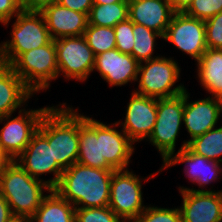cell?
Instances as JSON below:
<instances>
[{"instance_id": "obj_28", "label": "cell", "mask_w": 222, "mask_h": 222, "mask_svg": "<svg viewBox=\"0 0 222 222\" xmlns=\"http://www.w3.org/2000/svg\"><path fill=\"white\" fill-rule=\"evenodd\" d=\"M83 37L95 56L116 49L115 30L113 27L88 24Z\"/></svg>"}, {"instance_id": "obj_21", "label": "cell", "mask_w": 222, "mask_h": 222, "mask_svg": "<svg viewBox=\"0 0 222 222\" xmlns=\"http://www.w3.org/2000/svg\"><path fill=\"white\" fill-rule=\"evenodd\" d=\"M33 94L10 66L0 63L1 116L12 115L17 108H23Z\"/></svg>"}, {"instance_id": "obj_32", "label": "cell", "mask_w": 222, "mask_h": 222, "mask_svg": "<svg viewBox=\"0 0 222 222\" xmlns=\"http://www.w3.org/2000/svg\"><path fill=\"white\" fill-rule=\"evenodd\" d=\"M116 49L121 53L131 54L134 46L133 22L128 18L114 27Z\"/></svg>"}, {"instance_id": "obj_6", "label": "cell", "mask_w": 222, "mask_h": 222, "mask_svg": "<svg viewBox=\"0 0 222 222\" xmlns=\"http://www.w3.org/2000/svg\"><path fill=\"white\" fill-rule=\"evenodd\" d=\"M178 62L171 57H159L139 64L138 94L152 98H169L181 94L187 88L182 84L173 87L180 79ZM173 87V88H172Z\"/></svg>"}, {"instance_id": "obj_37", "label": "cell", "mask_w": 222, "mask_h": 222, "mask_svg": "<svg viewBox=\"0 0 222 222\" xmlns=\"http://www.w3.org/2000/svg\"><path fill=\"white\" fill-rule=\"evenodd\" d=\"M13 216L8 202L4 196L0 193V222H8Z\"/></svg>"}, {"instance_id": "obj_43", "label": "cell", "mask_w": 222, "mask_h": 222, "mask_svg": "<svg viewBox=\"0 0 222 222\" xmlns=\"http://www.w3.org/2000/svg\"><path fill=\"white\" fill-rule=\"evenodd\" d=\"M128 3L132 2V1H135V0H126Z\"/></svg>"}, {"instance_id": "obj_14", "label": "cell", "mask_w": 222, "mask_h": 222, "mask_svg": "<svg viewBox=\"0 0 222 222\" xmlns=\"http://www.w3.org/2000/svg\"><path fill=\"white\" fill-rule=\"evenodd\" d=\"M126 109L124 122L118 121L121 128L135 143L148 139L151 135L157 116V98L147 97L132 92Z\"/></svg>"}, {"instance_id": "obj_42", "label": "cell", "mask_w": 222, "mask_h": 222, "mask_svg": "<svg viewBox=\"0 0 222 222\" xmlns=\"http://www.w3.org/2000/svg\"><path fill=\"white\" fill-rule=\"evenodd\" d=\"M215 98L218 103L219 116H221V114H222V92L220 94H218Z\"/></svg>"}, {"instance_id": "obj_19", "label": "cell", "mask_w": 222, "mask_h": 222, "mask_svg": "<svg viewBox=\"0 0 222 222\" xmlns=\"http://www.w3.org/2000/svg\"><path fill=\"white\" fill-rule=\"evenodd\" d=\"M53 40L62 37L83 36L88 26V15L51 3L40 11Z\"/></svg>"}, {"instance_id": "obj_36", "label": "cell", "mask_w": 222, "mask_h": 222, "mask_svg": "<svg viewBox=\"0 0 222 222\" xmlns=\"http://www.w3.org/2000/svg\"><path fill=\"white\" fill-rule=\"evenodd\" d=\"M58 0H18L22 10L41 11L44 7Z\"/></svg>"}, {"instance_id": "obj_13", "label": "cell", "mask_w": 222, "mask_h": 222, "mask_svg": "<svg viewBox=\"0 0 222 222\" xmlns=\"http://www.w3.org/2000/svg\"><path fill=\"white\" fill-rule=\"evenodd\" d=\"M116 121L111 126L97 120V137H100V169L125 170L134 152L133 142L118 127ZM130 160V161H129Z\"/></svg>"}, {"instance_id": "obj_30", "label": "cell", "mask_w": 222, "mask_h": 222, "mask_svg": "<svg viewBox=\"0 0 222 222\" xmlns=\"http://www.w3.org/2000/svg\"><path fill=\"white\" fill-rule=\"evenodd\" d=\"M134 222H182L179 208L148 206Z\"/></svg>"}, {"instance_id": "obj_24", "label": "cell", "mask_w": 222, "mask_h": 222, "mask_svg": "<svg viewBox=\"0 0 222 222\" xmlns=\"http://www.w3.org/2000/svg\"><path fill=\"white\" fill-rule=\"evenodd\" d=\"M32 219L33 222H75V206L51 189Z\"/></svg>"}, {"instance_id": "obj_2", "label": "cell", "mask_w": 222, "mask_h": 222, "mask_svg": "<svg viewBox=\"0 0 222 222\" xmlns=\"http://www.w3.org/2000/svg\"><path fill=\"white\" fill-rule=\"evenodd\" d=\"M63 103L50 107L43 115L38 131L52 144L53 160L63 169L77 162L79 155V113Z\"/></svg>"}, {"instance_id": "obj_9", "label": "cell", "mask_w": 222, "mask_h": 222, "mask_svg": "<svg viewBox=\"0 0 222 222\" xmlns=\"http://www.w3.org/2000/svg\"><path fill=\"white\" fill-rule=\"evenodd\" d=\"M49 108L48 106L34 110L25 108L20 109L18 116L13 119L11 114L1 117L0 122L6 121V123L0 129V145L11 160H15L25 150Z\"/></svg>"}, {"instance_id": "obj_10", "label": "cell", "mask_w": 222, "mask_h": 222, "mask_svg": "<svg viewBox=\"0 0 222 222\" xmlns=\"http://www.w3.org/2000/svg\"><path fill=\"white\" fill-rule=\"evenodd\" d=\"M58 77L86 81L93 72L95 55L83 36L62 37L55 40Z\"/></svg>"}, {"instance_id": "obj_17", "label": "cell", "mask_w": 222, "mask_h": 222, "mask_svg": "<svg viewBox=\"0 0 222 222\" xmlns=\"http://www.w3.org/2000/svg\"><path fill=\"white\" fill-rule=\"evenodd\" d=\"M187 90L184 91L183 124L190 135V139L183 141L180 149L186 148L193 138L203 135L215 128L219 117L218 103L215 97L209 96L204 99L189 101Z\"/></svg>"}, {"instance_id": "obj_15", "label": "cell", "mask_w": 222, "mask_h": 222, "mask_svg": "<svg viewBox=\"0 0 222 222\" xmlns=\"http://www.w3.org/2000/svg\"><path fill=\"white\" fill-rule=\"evenodd\" d=\"M179 163H185V174L190 178V181L197 183L200 189L179 187V191L189 189L192 191H213L202 189L205 185L215 182L220 179L219 175L222 174V163L208 160L207 158L193 153L187 146L186 148L179 149L174 153L159 169V172L168 167L175 166Z\"/></svg>"}, {"instance_id": "obj_12", "label": "cell", "mask_w": 222, "mask_h": 222, "mask_svg": "<svg viewBox=\"0 0 222 222\" xmlns=\"http://www.w3.org/2000/svg\"><path fill=\"white\" fill-rule=\"evenodd\" d=\"M31 177L40 179V175L53 173L54 178H50L46 183L54 189L61 178L63 169L53 160L52 144L37 131L31 138V141L25 150L14 160Z\"/></svg>"}, {"instance_id": "obj_33", "label": "cell", "mask_w": 222, "mask_h": 222, "mask_svg": "<svg viewBox=\"0 0 222 222\" xmlns=\"http://www.w3.org/2000/svg\"><path fill=\"white\" fill-rule=\"evenodd\" d=\"M207 48L222 50V12L205 21Z\"/></svg>"}, {"instance_id": "obj_26", "label": "cell", "mask_w": 222, "mask_h": 222, "mask_svg": "<svg viewBox=\"0 0 222 222\" xmlns=\"http://www.w3.org/2000/svg\"><path fill=\"white\" fill-rule=\"evenodd\" d=\"M187 147L197 155L222 163V126L193 138Z\"/></svg>"}, {"instance_id": "obj_31", "label": "cell", "mask_w": 222, "mask_h": 222, "mask_svg": "<svg viewBox=\"0 0 222 222\" xmlns=\"http://www.w3.org/2000/svg\"><path fill=\"white\" fill-rule=\"evenodd\" d=\"M222 12V0H193L185 14L206 21Z\"/></svg>"}, {"instance_id": "obj_11", "label": "cell", "mask_w": 222, "mask_h": 222, "mask_svg": "<svg viewBox=\"0 0 222 222\" xmlns=\"http://www.w3.org/2000/svg\"><path fill=\"white\" fill-rule=\"evenodd\" d=\"M162 39L198 62L207 49L205 21L174 13Z\"/></svg>"}, {"instance_id": "obj_8", "label": "cell", "mask_w": 222, "mask_h": 222, "mask_svg": "<svg viewBox=\"0 0 222 222\" xmlns=\"http://www.w3.org/2000/svg\"><path fill=\"white\" fill-rule=\"evenodd\" d=\"M142 194V177L128 169L114 170L108 206L123 222H134L146 209Z\"/></svg>"}, {"instance_id": "obj_4", "label": "cell", "mask_w": 222, "mask_h": 222, "mask_svg": "<svg viewBox=\"0 0 222 222\" xmlns=\"http://www.w3.org/2000/svg\"><path fill=\"white\" fill-rule=\"evenodd\" d=\"M15 18L11 40L0 43V63L8 66L22 53L42 47L52 40L40 11L21 10Z\"/></svg>"}, {"instance_id": "obj_20", "label": "cell", "mask_w": 222, "mask_h": 222, "mask_svg": "<svg viewBox=\"0 0 222 222\" xmlns=\"http://www.w3.org/2000/svg\"><path fill=\"white\" fill-rule=\"evenodd\" d=\"M174 12L168 0H135L128 3V18L161 35L170 24Z\"/></svg>"}, {"instance_id": "obj_38", "label": "cell", "mask_w": 222, "mask_h": 222, "mask_svg": "<svg viewBox=\"0 0 222 222\" xmlns=\"http://www.w3.org/2000/svg\"><path fill=\"white\" fill-rule=\"evenodd\" d=\"M174 13H184L193 0H168Z\"/></svg>"}, {"instance_id": "obj_5", "label": "cell", "mask_w": 222, "mask_h": 222, "mask_svg": "<svg viewBox=\"0 0 222 222\" xmlns=\"http://www.w3.org/2000/svg\"><path fill=\"white\" fill-rule=\"evenodd\" d=\"M10 67L34 94L48 89L58 78L55 40L22 53Z\"/></svg>"}, {"instance_id": "obj_35", "label": "cell", "mask_w": 222, "mask_h": 222, "mask_svg": "<svg viewBox=\"0 0 222 222\" xmlns=\"http://www.w3.org/2000/svg\"><path fill=\"white\" fill-rule=\"evenodd\" d=\"M61 6L69 8L84 14H89L91 7L94 5L93 0H58Z\"/></svg>"}, {"instance_id": "obj_3", "label": "cell", "mask_w": 222, "mask_h": 222, "mask_svg": "<svg viewBox=\"0 0 222 222\" xmlns=\"http://www.w3.org/2000/svg\"><path fill=\"white\" fill-rule=\"evenodd\" d=\"M51 189L45 180L31 177L14 160L0 171V193L13 215L32 217L46 196L44 192Z\"/></svg>"}, {"instance_id": "obj_29", "label": "cell", "mask_w": 222, "mask_h": 222, "mask_svg": "<svg viewBox=\"0 0 222 222\" xmlns=\"http://www.w3.org/2000/svg\"><path fill=\"white\" fill-rule=\"evenodd\" d=\"M75 222H123L109 207L75 208Z\"/></svg>"}, {"instance_id": "obj_22", "label": "cell", "mask_w": 222, "mask_h": 222, "mask_svg": "<svg viewBox=\"0 0 222 222\" xmlns=\"http://www.w3.org/2000/svg\"><path fill=\"white\" fill-rule=\"evenodd\" d=\"M77 162L100 169V137H97V120L80 113Z\"/></svg>"}, {"instance_id": "obj_27", "label": "cell", "mask_w": 222, "mask_h": 222, "mask_svg": "<svg viewBox=\"0 0 222 222\" xmlns=\"http://www.w3.org/2000/svg\"><path fill=\"white\" fill-rule=\"evenodd\" d=\"M134 46L131 55L139 62L149 61L159 56H153L155 39L163 38V35L148 29L147 27L133 23ZM153 56V57H152Z\"/></svg>"}, {"instance_id": "obj_25", "label": "cell", "mask_w": 222, "mask_h": 222, "mask_svg": "<svg viewBox=\"0 0 222 222\" xmlns=\"http://www.w3.org/2000/svg\"><path fill=\"white\" fill-rule=\"evenodd\" d=\"M128 19V2L94 4L88 14V24L114 27Z\"/></svg>"}, {"instance_id": "obj_34", "label": "cell", "mask_w": 222, "mask_h": 222, "mask_svg": "<svg viewBox=\"0 0 222 222\" xmlns=\"http://www.w3.org/2000/svg\"><path fill=\"white\" fill-rule=\"evenodd\" d=\"M21 10L18 0H0V23L7 26Z\"/></svg>"}, {"instance_id": "obj_7", "label": "cell", "mask_w": 222, "mask_h": 222, "mask_svg": "<svg viewBox=\"0 0 222 222\" xmlns=\"http://www.w3.org/2000/svg\"><path fill=\"white\" fill-rule=\"evenodd\" d=\"M183 112L184 92L157 100L156 123L146 140L159 151L163 164L175 153L176 140L183 123Z\"/></svg>"}, {"instance_id": "obj_23", "label": "cell", "mask_w": 222, "mask_h": 222, "mask_svg": "<svg viewBox=\"0 0 222 222\" xmlns=\"http://www.w3.org/2000/svg\"><path fill=\"white\" fill-rule=\"evenodd\" d=\"M197 66L201 86L216 97L222 92V50L207 48Z\"/></svg>"}, {"instance_id": "obj_18", "label": "cell", "mask_w": 222, "mask_h": 222, "mask_svg": "<svg viewBox=\"0 0 222 222\" xmlns=\"http://www.w3.org/2000/svg\"><path fill=\"white\" fill-rule=\"evenodd\" d=\"M139 64L131 54L113 49L95 56L93 70H97L109 86H123L137 82Z\"/></svg>"}, {"instance_id": "obj_39", "label": "cell", "mask_w": 222, "mask_h": 222, "mask_svg": "<svg viewBox=\"0 0 222 222\" xmlns=\"http://www.w3.org/2000/svg\"><path fill=\"white\" fill-rule=\"evenodd\" d=\"M12 160L9 156L3 151L0 145V171L7 166Z\"/></svg>"}, {"instance_id": "obj_40", "label": "cell", "mask_w": 222, "mask_h": 222, "mask_svg": "<svg viewBox=\"0 0 222 222\" xmlns=\"http://www.w3.org/2000/svg\"><path fill=\"white\" fill-rule=\"evenodd\" d=\"M8 222H33L30 216L13 215Z\"/></svg>"}, {"instance_id": "obj_41", "label": "cell", "mask_w": 222, "mask_h": 222, "mask_svg": "<svg viewBox=\"0 0 222 222\" xmlns=\"http://www.w3.org/2000/svg\"><path fill=\"white\" fill-rule=\"evenodd\" d=\"M116 2H127L126 0H93L94 4H113Z\"/></svg>"}, {"instance_id": "obj_16", "label": "cell", "mask_w": 222, "mask_h": 222, "mask_svg": "<svg viewBox=\"0 0 222 222\" xmlns=\"http://www.w3.org/2000/svg\"><path fill=\"white\" fill-rule=\"evenodd\" d=\"M182 222H222V193L218 191H180Z\"/></svg>"}, {"instance_id": "obj_1", "label": "cell", "mask_w": 222, "mask_h": 222, "mask_svg": "<svg viewBox=\"0 0 222 222\" xmlns=\"http://www.w3.org/2000/svg\"><path fill=\"white\" fill-rule=\"evenodd\" d=\"M113 172L76 162L63 171L54 189L75 208L105 207L110 201Z\"/></svg>"}]
</instances>
